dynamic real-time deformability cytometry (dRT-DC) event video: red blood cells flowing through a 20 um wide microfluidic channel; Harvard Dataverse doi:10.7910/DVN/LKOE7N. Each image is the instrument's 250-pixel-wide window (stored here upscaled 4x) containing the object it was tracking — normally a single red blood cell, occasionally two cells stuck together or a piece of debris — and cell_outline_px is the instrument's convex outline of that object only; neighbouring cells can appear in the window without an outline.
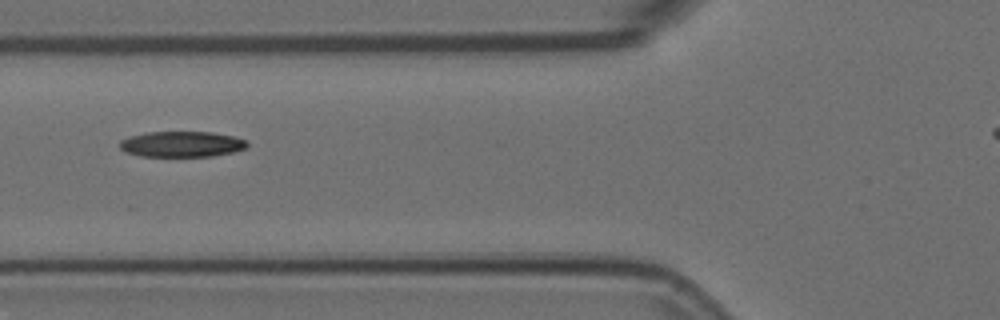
{"species": "Egyptian fruit bat (a non-hibernating species)", "species_latin": "Rousettus aegyptiacus", "temperature_condition": "room temperature", "stored_images_in_passage": 4, "camera_frame_rate_fps": 3000, "um_per_image_px": 0.085, "animal": {"sex": "female"}, "frame": {"image": 1, "passage_image": 2, "time_ms": 0.333, "image_size_px": [1000, 320], "cell_outline_px": [[248, 144], [244, 148], [232, 152], [212, 156], [140, 156], [124, 152], [120, 148], [120, 140], [144, 132], [212, 132], [232, 136], [248, 140]], "centroid_in_image_um": [15.43, 12.25], "position_along_channel_um": 110.4, "area_um2": 19.02}}
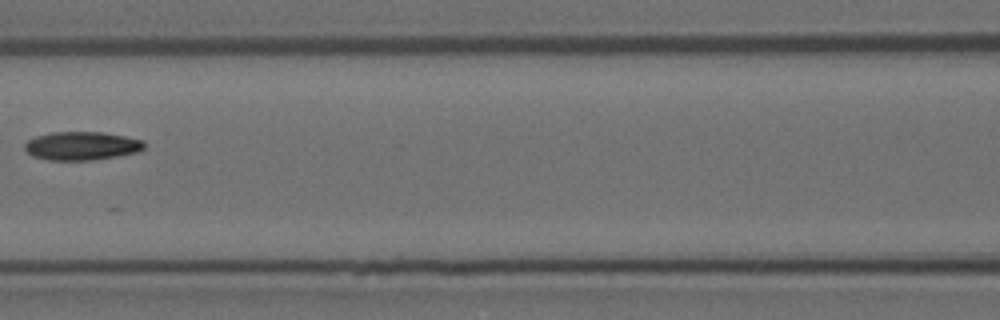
{"frame": {"image": 2, "passage_image": 3, "time_ms": 0.667, "image_size_px": [1000, 320], "cell_outline_px": [[144, 148], [140, 152], [92, 160], [48, 160], [32, 156], [24, 148], [24, 144], [28, 140], [36, 136], [52, 132], [104, 132], [144, 140]], "centroid_in_image_um": [6.95, 12.4], "position_along_channel_um": 159.6, "area_um2": 19.88}}
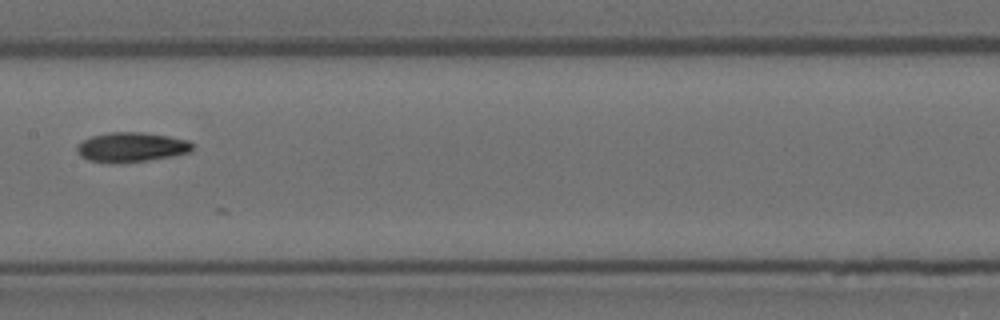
{"frame": {"image": 3, "passage_image": 4, "time_ms": 1.0, "image_size_px": [1000, 320], "cell_outline_px": [[192, 152], [148, 160], [88, 160], [80, 156], [76, 152], [76, 148], [84, 140], [92, 136], [108, 132], [144, 132], [168, 136], [188, 140], [192, 144]], "centroid_in_image_um": [11.21, 12.46], "position_along_channel_um": 196.2, "area_um2": 19.13}}